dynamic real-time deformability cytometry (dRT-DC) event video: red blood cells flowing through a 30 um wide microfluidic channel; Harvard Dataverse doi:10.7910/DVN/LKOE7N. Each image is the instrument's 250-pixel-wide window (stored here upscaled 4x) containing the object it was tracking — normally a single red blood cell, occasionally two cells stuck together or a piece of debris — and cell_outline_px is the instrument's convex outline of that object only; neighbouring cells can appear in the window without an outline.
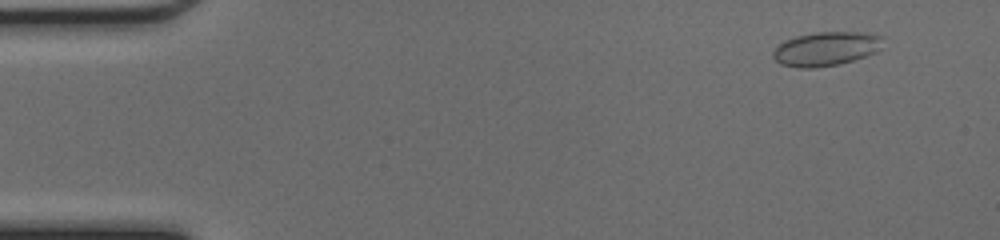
{"species": "common noctule bat (a hibernating species)", "species_latin": "Nyctalus noctula", "temperature_condition": "cold", "stored_images_in_passage": 48, "camera_frame_rate_fps": 3000, "um_per_image_px": 0.085, "animal": {"sex": "female", "body_mass_g": 17.0, "forearm_length_mm": 48.0}, "frame": {"image": 1, "passage_image": 4, "time_ms": 1.0, "image_size_px": [1000, 240], "cell_outline_px": [[884, 48], [876, 52], [852, 60], [836, 64], [816, 68], [800, 68], [780, 64], [772, 56], [772, 52], [784, 40], [796, 36], [812, 32], [868, 32], [884, 36]], "centroid_in_image_um": [70.26, 4.13], "position_along_channel_um": 14.7, "area_um2": 22.08}}
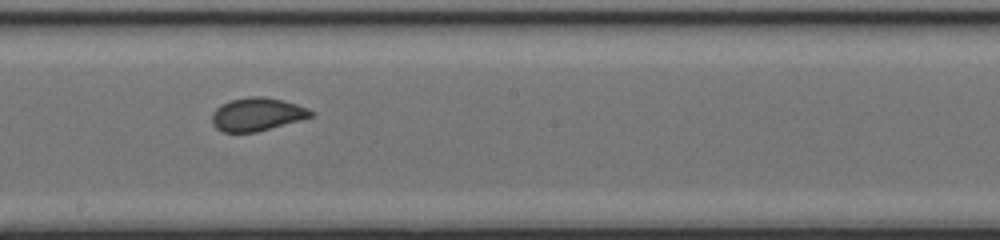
{"frame": {"image": 2, "passage_image": 27, "time_ms": 8.667, "image_size_px": [1000, 240], "cell_outline_px": [[316, 116], [256, 132], [224, 132], [216, 128], [212, 124], [212, 112], [220, 104], [232, 100], [248, 96], [260, 96], [280, 100], [296, 104], [308, 108], [316, 112]], "centroid_in_image_um": [21.87, 9.72], "position_along_channel_um": 226.3, "area_um2": 19.19}}
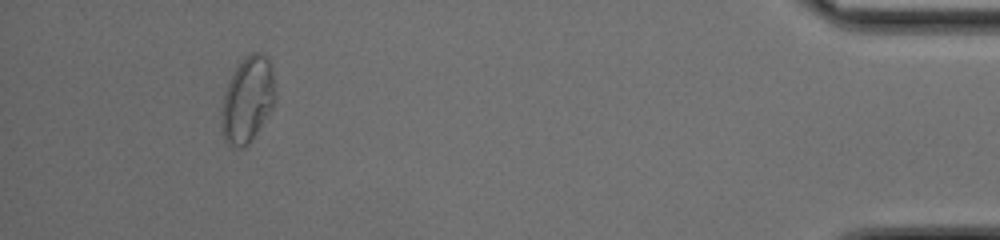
{"frame": {"image": 3, "passage_image": 45, "time_ms": 14.667, "image_size_px": [1000, 240], "cell_outline_px": [[276, 100], [272, 108], [248, 144], [244, 148], [228, 148], [224, 140], [220, 112], [224, 92], [232, 72], [240, 60], [244, 56], [252, 52], [260, 52], [268, 56], [272, 68], [276, 88]], "centroid_in_image_um": [21.03, 8.45], "position_along_channel_um": 414.2, "area_um2": 27.51}, "authors_computed_cell_mechanics": {"area_um2": 19.8254, "velocity_mm_per_s": 4.2578, "shape_relaxation_time_tau1_ms": 3.5047, "shape_relaxation_time_tau2_ms": null, "deformation_change_tau1": 0.1029, "deformation_change_tau2": null}}